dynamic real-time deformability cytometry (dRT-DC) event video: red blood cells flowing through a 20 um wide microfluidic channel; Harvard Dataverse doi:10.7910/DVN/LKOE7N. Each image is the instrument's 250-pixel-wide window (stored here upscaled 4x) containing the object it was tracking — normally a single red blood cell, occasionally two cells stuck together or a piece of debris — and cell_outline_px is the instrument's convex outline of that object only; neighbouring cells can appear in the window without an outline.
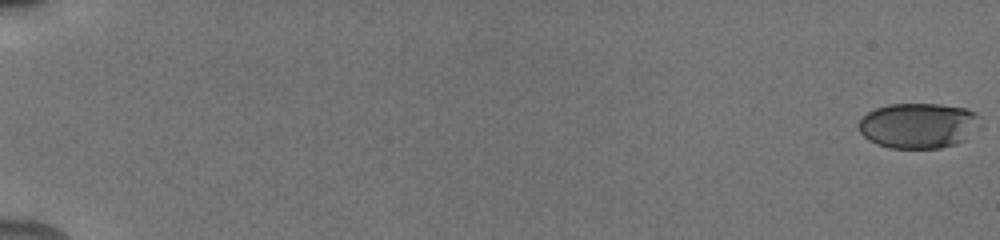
{"species": "human", "species_latin": "Homo sapiens", "temperature_condition": "cold", "stored_images_in_passage": 8, "camera_frame_rate_fps": 3000, "um_per_image_px": 0.085, "donor": {"sex": "male"}, "frame": {"image": 1, "passage_image": 1, "time_ms": 0.0, "image_size_px": [1000, 240], "cell_outline_px": [[984, 128], [964, 140], [956, 144], [940, 148], [888, 148], [876, 144], [868, 140], [860, 132], [860, 120], [868, 112], [876, 108], [888, 104], [940, 104], [964, 108], [976, 112], [980, 116]], "centroid_in_image_um": [78.16, 10.68], "position_along_channel_um": 6.8, "area_um2": 32.71}}